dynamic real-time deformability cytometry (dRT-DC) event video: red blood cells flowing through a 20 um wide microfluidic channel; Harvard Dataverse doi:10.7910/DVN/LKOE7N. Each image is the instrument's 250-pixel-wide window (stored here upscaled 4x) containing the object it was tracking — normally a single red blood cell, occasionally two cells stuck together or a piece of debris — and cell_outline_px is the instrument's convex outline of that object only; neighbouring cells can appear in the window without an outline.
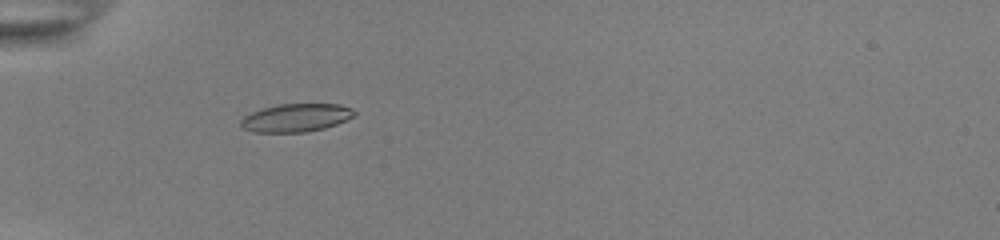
{"species": "common noctule bat (a hibernating species)", "species_latin": "Nyctalus noctula", "temperature_condition": "room temperature", "stored_images_in_passage": 36, "camera_frame_rate_fps": 3000, "um_per_image_px": 0.085, "animal": {"sex": "female", "body_mass_g": 22.0, "forearm_length_mm": 56.7}, "frame": {"image": 1, "passage_image": 1, "time_ms": 0.0, "image_size_px": [1000, 240], "cell_outline_px": [[356, 116], [336, 124], [324, 128], [304, 132], [252, 132], [240, 128], [240, 120], [244, 116], [260, 108], [276, 104], [340, 104], [352, 108], [356, 112]], "centroid_in_image_um": [25.14, 10.0], "position_along_channel_um": 59.9, "area_um2": 18.84}}
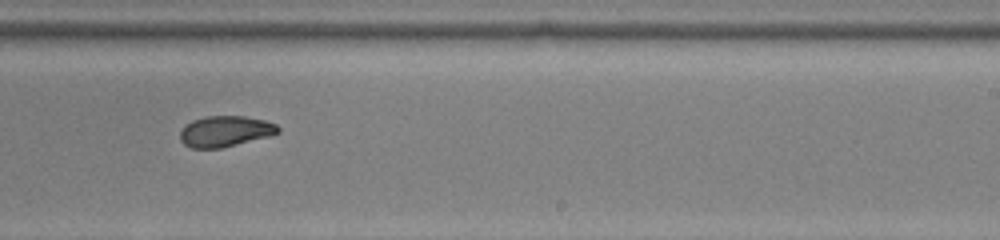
{"frame": {"image": 2, "passage_image": 18, "time_ms": 5.667, "image_size_px": [1000, 240], "cell_outline_px": [[280, 132], [268, 136], [220, 148], [192, 148], [184, 144], [180, 140], [180, 132], [184, 124], [192, 120], [208, 116], [244, 116], [264, 120], [276, 124], [280, 128]], "centroid_in_image_um": [19.11, 11.15], "position_along_channel_um": 269.9, "area_um2": 17.51}}
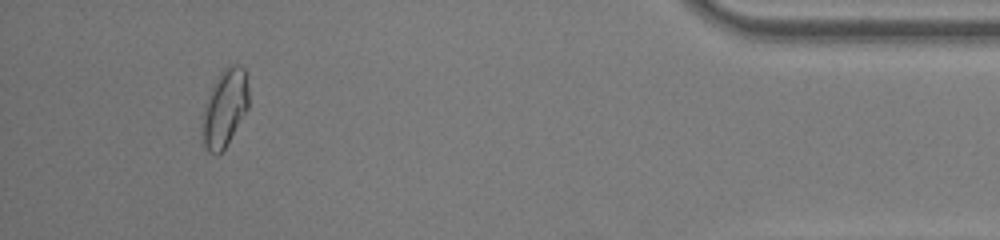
{"frame": {"image": 3, "passage_image": 33, "time_ms": 10.667, "image_size_px": [1000, 240], "cell_outline_px": [[248, 108], [224, 148], [216, 156], [208, 152], [204, 144], [200, 124], [208, 96], [220, 72], [228, 64], [236, 64], [244, 68], [248, 88]], "centroid_in_image_um": [19.09, 9.18], "position_along_channel_um": 416.1, "area_um2": 20.69}, "authors_computed_cell_mechanics": {"area_um2": 18.5249, "velocity_mm_per_s": 3.8949, "shape_relaxation_time_tau1_ms": 3.1332, "shape_relaxation_time_tau2_ms": 2.4595, "deformation_change_tau1": 0.114, "deformation_change_tau2": 0.0658}}